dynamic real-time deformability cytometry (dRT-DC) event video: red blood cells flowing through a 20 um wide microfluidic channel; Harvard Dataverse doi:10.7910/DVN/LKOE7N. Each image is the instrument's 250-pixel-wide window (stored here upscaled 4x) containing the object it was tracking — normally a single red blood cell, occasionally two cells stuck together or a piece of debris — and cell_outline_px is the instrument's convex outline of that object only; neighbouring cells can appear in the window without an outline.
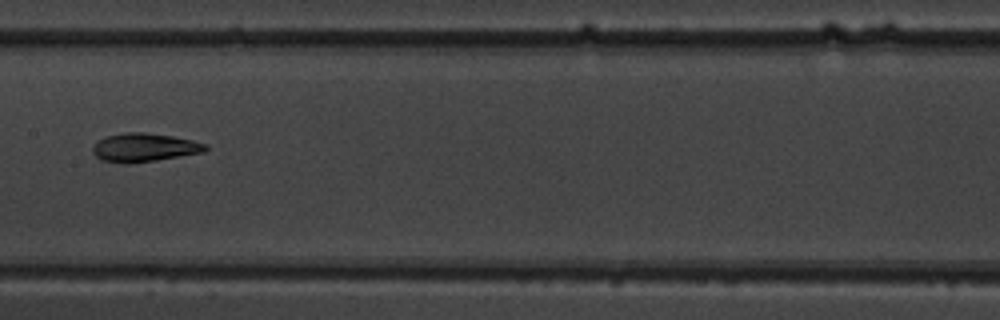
{"species": "common noctule bat (a hibernating species)", "species_latin": "Nyctalus noctula", "temperature_condition": "warm", "stored_images_in_passage": 9, "camera_frame_rate_fps": 3000, "um_per_image_px": 0.085, "animal": {"sex": "male", "body_mass_g": 19.5, "forearm_length_mm": 54.6}, "frame": {"image": 1, "passage_image": 6, "time_ms": 5.667, "image_size_px": [1000, 320], "cell_outline_px": [[208, 148], [204, 152], [132, 164], [124, 164], [100, 160], [92, 152], [92, 148], [100, 140], [108, 136], [124, 132], [144, 132], [172, 136], [192, 140], [208, 144]], "centroid_in_image_um": [12.27, 12.55], "position_along_channel_um": 195.1, "area_um2": 18.79}}
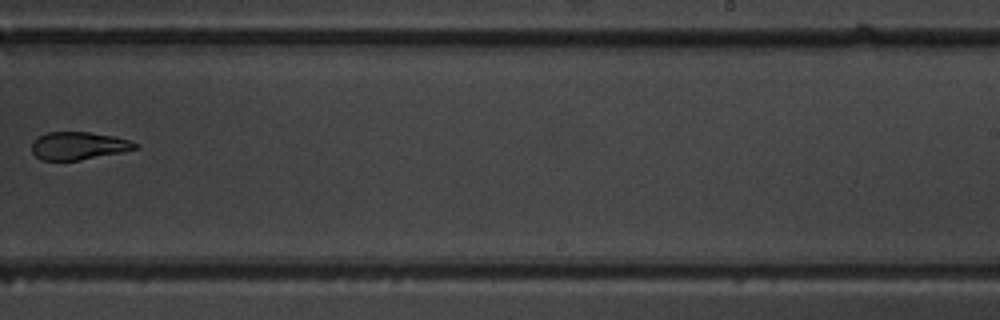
{"frame": {"image": 2, "passage_image": 8, "time_ms": 8.0, "image_size_px": [1000, 320], "cell_outline_px": [[140, 148], [124, 152], [80, 160], [40, 160], [32, 152], [32, 140], [48, 132], [88, 132], [112, 136], [128, 140], [136, 144]], "centroid_in_image_um": [6.66, 12.4], "position_along_channel_um": 282.3, "area_um2": 16.7}}
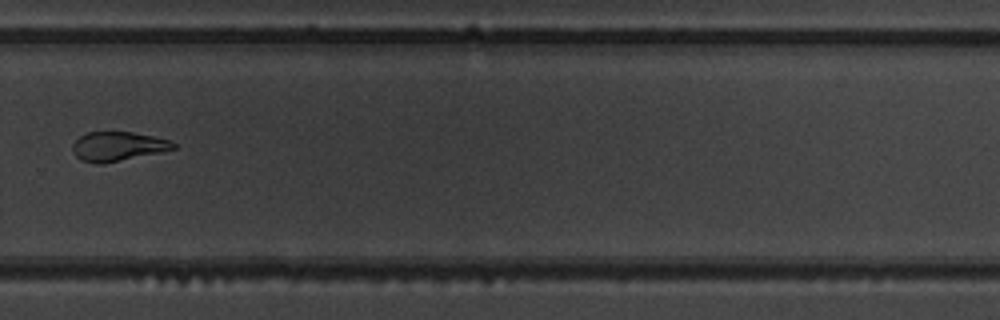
{"frame": {"image": 3, "passage_image": 9, "time_ms": 9.0, "image_size_px": [1000, 320], "cell_outline_px": [[176, 148], [160, 152], [104, 164], [96, 164], [80, 160], [76, 156], [72, 148], [72, 144], [80, 136], [88, 132], [132, 132], [152, 136], [168, 140], [176, 144]], "centroid_in_image_um": [9.98, 12.45], "position_along_channel_um": 319.8, "area_um2": 17.11}}